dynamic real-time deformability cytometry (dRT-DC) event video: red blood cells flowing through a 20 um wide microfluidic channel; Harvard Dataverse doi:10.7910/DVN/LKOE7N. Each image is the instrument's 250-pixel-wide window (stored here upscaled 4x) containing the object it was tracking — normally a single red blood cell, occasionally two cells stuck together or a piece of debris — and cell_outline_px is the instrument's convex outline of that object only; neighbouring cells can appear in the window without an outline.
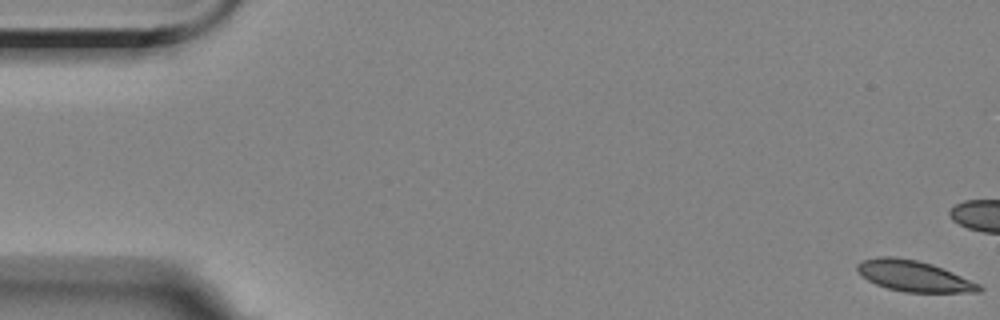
{"species": "Egyptian fruit bat (a non-hibernating species)", "species_latin": "Rousettus aegyptiacus", "temperature_condition": "room temperature", "stored_images_in_passage": 4, "camera_frame_rate_fps": 3000, "um_per_image_px": 0.085, "animal": {"sex": "female"}, "frame": {"image": 1, "passage_image": 1, "time_ms": 0.0, "image_size_px": [1000, 320], "cell_outline_px": [[984, 288], [980, 292], [904, 292], [888, 288], [876, 284], [868, 280], [856, 268], [856, 264], [864, 260], [880, 256], [892, 256], [916, 260], [932, 264], [952, 272], [980, 284]], "centroid_in_image_um": [77.7, 23.46], "position_along_channel_um": 7.3, "area_um2": 21.68}}